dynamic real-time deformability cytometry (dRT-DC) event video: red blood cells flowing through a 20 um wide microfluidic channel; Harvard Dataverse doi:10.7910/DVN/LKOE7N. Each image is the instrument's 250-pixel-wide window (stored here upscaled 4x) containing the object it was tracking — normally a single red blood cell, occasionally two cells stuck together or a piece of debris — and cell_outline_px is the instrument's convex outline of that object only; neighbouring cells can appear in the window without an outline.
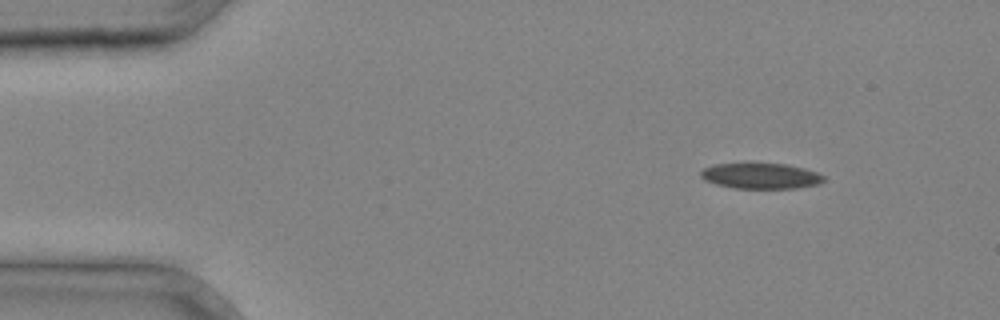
{"species": "common noctule bat (a hibernating species)", "species_latin": "Nyctalus noctula", "temperature_condition": "cold", "stored_images_in_passage": 36, "camera_frame_rate_fps": 3000, "um_per_image_px": 0.085, "animal": {"sex": "male", "body_mass_g": 20.4}, "frame": {"image": 1, "passage_image": 4, "time_ms": 1.0, "image_size_px": [1000, 320], "cell_outline_px": [[824, 180], [820, 184], [796, 188], [736, 188], [716, 184], [704, 180], [700, 176], [700, 172], [704, 168], [716, 164], [788, 164], [804, 168], [816, 172], [824, 176]], "centroid_in_image_um": [64.68, 14.96], "position_along_channel_um": 20.3, "area_um2": 18.21}}
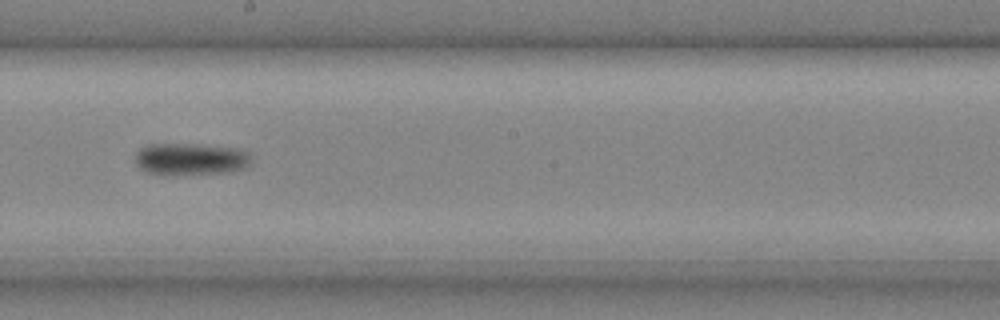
{"frame": {"image": 2, "passage_image": 21, "time_ms": 6.667, "image_size_px": [1000, 320], "cell_outline_px": [[252, 164], [248, 168], [232, 172], [168, 176], [148, 172], [140, 168], [136, 164], [136, 152], [140, 148], [148, 144], [200, 144], [236, 148], [248, 152], [252, 156]], "centroid_in_image_um": [16.26, 13.54], "position_along_channel_um": 231.9, "area_um2": 22.37}}
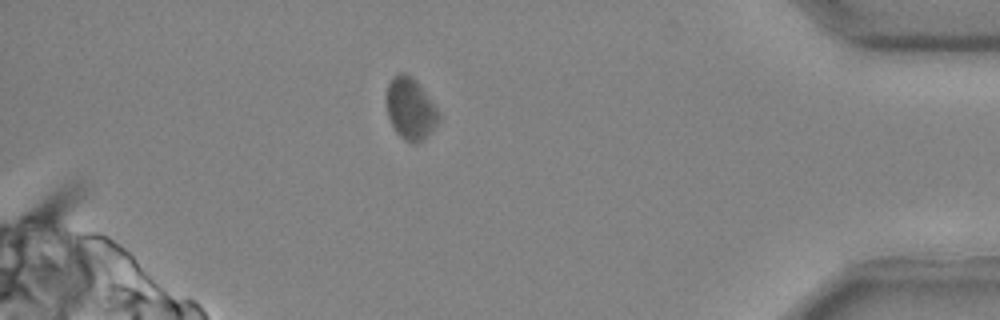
{"frame": {"image": 3, "passage_image": 33, "time_ms": 10.667, "image_size_px": [1000, 320], "cell_outline_px": [[440, 120], [416, 144], [404, 140], [396, 132], [388, 116], [388, 84], [392, 76], [396, 72], [404, 72], [416, 80], [436, 108], [440, 116]], "centroid_in_image_um": [34.87, 9.21], "position_along_channel_um": 400.3, "area_um2": 18.21}}